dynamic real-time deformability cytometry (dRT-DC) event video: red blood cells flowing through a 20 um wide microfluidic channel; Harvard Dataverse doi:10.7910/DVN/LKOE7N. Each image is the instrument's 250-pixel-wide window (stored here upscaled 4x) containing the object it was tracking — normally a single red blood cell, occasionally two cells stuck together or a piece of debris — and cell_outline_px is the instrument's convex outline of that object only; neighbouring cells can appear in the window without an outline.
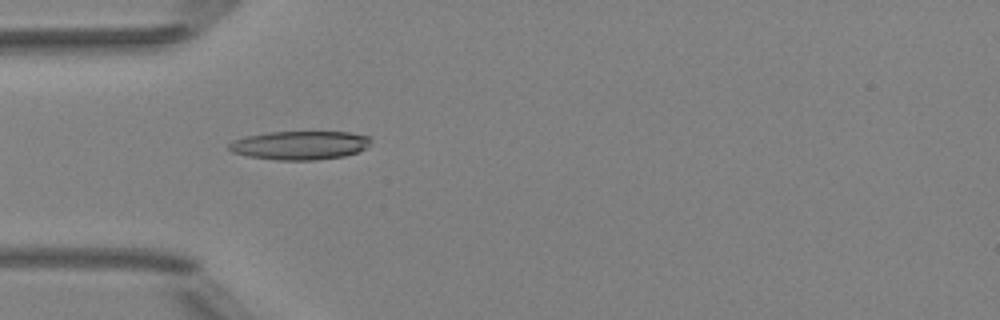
{"species": "Egyptian fruit bat (a non-hibernating species)", "species_latin": "Rousettus aegyptiacus", "temperature_condition": "room temperature", "stored_images_in_passage": 51, "camera_frame_rate_fps": 3000, "um_per_image_px": 0.085, "animal": {"sex": "female"}, "frame": {"image": 1, "passage_image": 16, "time_ms": 5.0, "image_size_px": [1000, 320], "cell_outline_px": [[372, 140], [364, 148], [356, 152], [344, 156], [316, 160], [276, 160], [248, 156], [232, 152], [228, 148], [228, 144], [232, 140], [248, 136], [268, 132], [348, 132], [368, 136]], "centroid_in_image_um": [25.45, 12.35], "position_along_channel_um": 59.5, "area_um2": 23.58}}
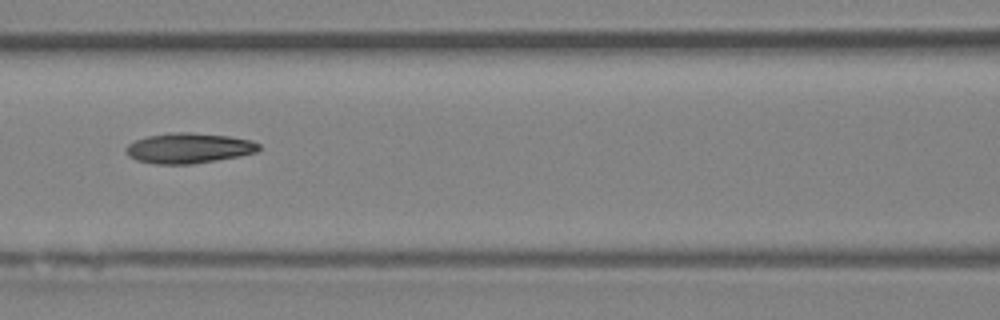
{"frame": {"image": 2, "passage_image": 23, "time_ms": 7.333, "image_size_px": [1000, 320], "cell_outline_px": [[260, 148], [256, 152], [240, 156], [192, 164], [156, 164], [136, 160], [128, 156], [124, 152], [124, 148], [128, 144], [136, 140], [148, 136], [172, 132], [192, 132], [228, 136], [252, 140], [260, 144]], "centroid_in_image_um": [16.02, 12.59], "position_along_channel_um": 150.6, "area_um2": 23.58}}
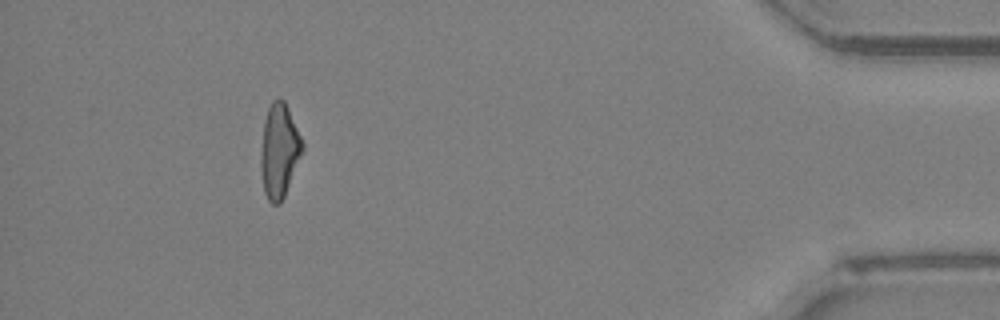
{"frame": {"image": 3, "passage_image": 47, "time_ms": 15.333, "image_size_px": [1000, 320], "cell_outline_px": [[304, 148], [284, 196], [280, 204], [272, 204], [268, 200], [264, 192], [260, 168], [260, 156], [264, 120], [268, 108], [272, 100], [284, 100], [288, 108], [304, 144]], "centroid_in_image_um": [23.72, 12.83], "position_along_channel_um": 411.5, "area_um2": 22.6}, "authors_computed_cell_mechanics": {"area_um2": 22.7732, "velocity_mm_per_s": 4.0427, "shape_relaxation_time_tau1_ms": null, "shape_relaxation_time_tau2_ms": 5.8562, "deformation_change_tau1": null, "deformation_change_tau2": 0.1611}}